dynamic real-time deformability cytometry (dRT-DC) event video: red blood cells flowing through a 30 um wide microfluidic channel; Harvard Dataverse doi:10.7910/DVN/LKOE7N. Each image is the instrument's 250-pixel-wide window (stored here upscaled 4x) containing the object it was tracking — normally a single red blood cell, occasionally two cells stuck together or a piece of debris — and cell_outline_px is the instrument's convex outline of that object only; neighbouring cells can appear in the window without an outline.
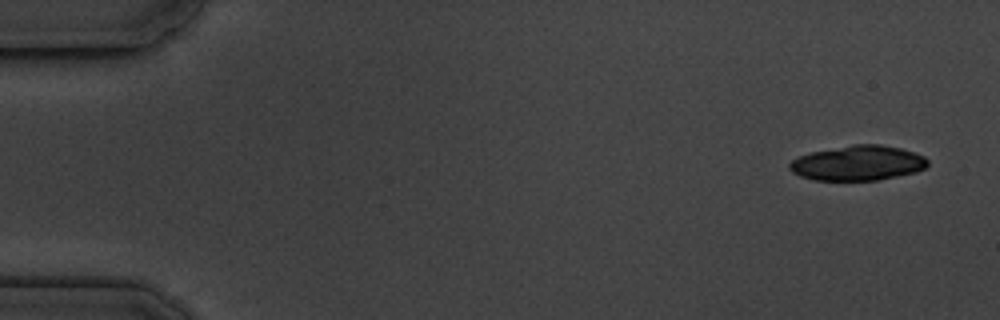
{"species": "common noctule bat (a hibernating species)", "species_latin": "Nyctalus noctula", "temperature_condition": "cold", "stored_images_in_passage": 4, "camera_frame_rate_fps": 3000, "um_per_image_px": 0.085, "animal": {"sex": "male", "body_mass_g": 19.5, "forearm_length_mm": 54.6}, "frame": {"image": 1, "passage_image": 1, "time_ms": 0.0, "image_size_px": [1000, 320], "cell_outline_px": [[928, 164], [924, 168], [916, 172], [876, 180], [812, 180], [800, 176], [792, 172], [788, 168], [788, 164], [792, 160], [800, 156], [812, 152], [856, 144], [880, 144], [900, 148], [924, 156], [928, 160]], "centroid_in_image_um": [72.9, 13.86], "position_along_channel_um": 12.1, "area_um2": 27.92}}